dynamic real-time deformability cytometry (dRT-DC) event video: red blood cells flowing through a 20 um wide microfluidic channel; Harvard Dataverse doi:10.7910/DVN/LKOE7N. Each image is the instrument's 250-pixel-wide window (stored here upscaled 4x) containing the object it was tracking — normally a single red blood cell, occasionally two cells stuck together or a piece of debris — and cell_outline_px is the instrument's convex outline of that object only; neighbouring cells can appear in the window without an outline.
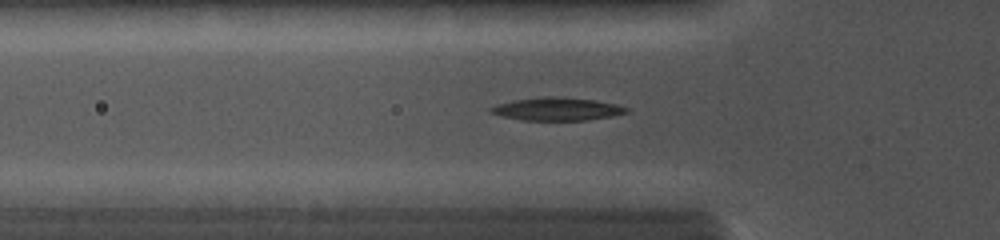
{"species": "common noctule bat (a hibernating species)", "species_latin": "Nyctalus noctula", "temperature_condition": "cold", "stored_images_in_passage": 32, "segment_of_instrument_passage": [1, 2], "camera_frame_rate_fps": 5000, "um_per_image_px": 0.085, "animal": {"sex": "female", "body_mass_g": 19.0, "forearm_length_mm": 56.7}, "frame": {"image": 1, "passage_image": 11, "time_ms": 4.8, "image_size_px": [1000, 240], "cell_outline_px": [[628, 112], [612, 116], [588, 120], [520, 120], [500, 116], [488, 112], [488, 108], [496, 104], [512, 100], [544, 96], [552, 96], [596, 100], [616, 104], [628, 108]], "centroid_in_image_um": [47.28, 9.26], "position_along_channel_um": 78.5, "area_um2": 18.32}}
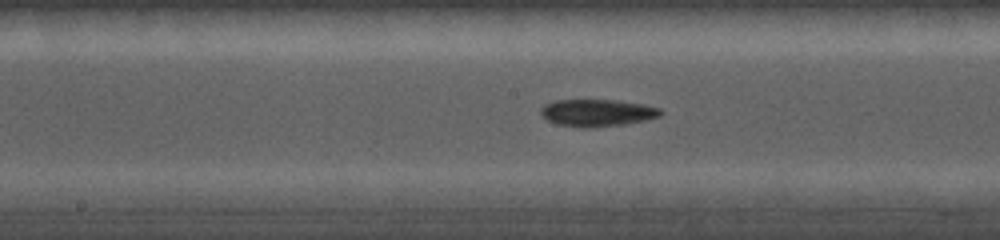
{"frame": {"image": 2, "passage_image": 17, "time_ms": 7.6, "image_size_px": [1000, 240], "cell_outline_px": [[664, 112], [660, 116], [644, 120], [624, 124], [592, 128], [580, 128], [556, 124], [540, 116], [540, 108], [544, 104], [556, 100], [616, 100], [644, 104], [660, 108]], "centroid_in_image_um": [50.73, 9.59], "position_along_channel_um": 197.5, "area_um2": 19.19}}
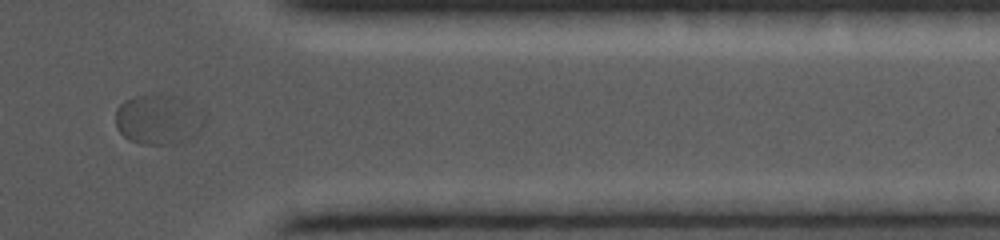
{"frame": {"image": 3, "passage_image": 27, "time_ms": 12.4, "image_size_px": [1000, 240], "cell_outline_px": [[204, 128], [180, 144], [144, 144], [128, 140], [116, 128], [116, 108], [124, 100], [136, 96], [172, 96], [180, 100], [204, 120]], "centroid_in_image_um": [13.35, 10.22], "position_along_channel_um": 398.0, "area_um2": 24.85}}